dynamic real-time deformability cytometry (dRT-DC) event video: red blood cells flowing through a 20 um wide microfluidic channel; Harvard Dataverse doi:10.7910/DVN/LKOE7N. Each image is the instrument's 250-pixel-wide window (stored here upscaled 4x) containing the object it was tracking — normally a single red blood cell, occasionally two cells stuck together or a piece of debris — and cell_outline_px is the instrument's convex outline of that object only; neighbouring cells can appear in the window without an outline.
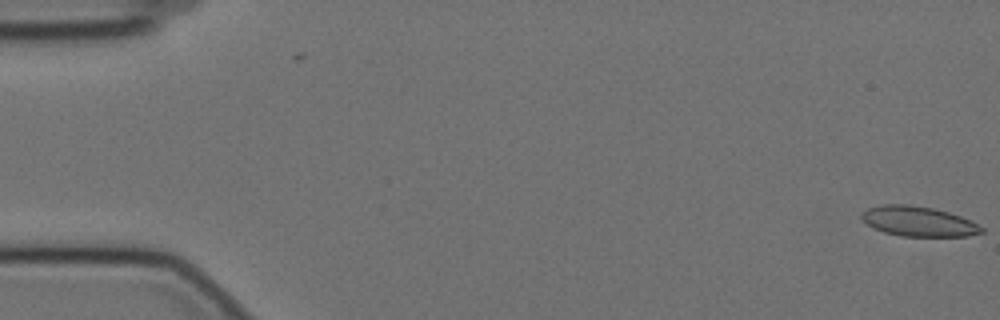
{"species": "Egyptian fruit bat (a non-hibernating species)", "species_latin": "Rousettus aegyptiacus", "temperature_condition": "cold", "stored_images_in_passage": 2, "camera_frame_rate_fps": 3000, "um_per_image_px": 0.085, "animal": {"sex": "female"}, "frame": {"image": 1, "passage_image": 2, "time_ms": 0.333, "image_size_px": [1000, 320], "cell_outline_px": [[984, 232], [968, 236], [900, 236], [884, 232], [872, 228], [860, 216], [868, 208], [880, 204], [912, 204], [932, 208], [948, 212], [972, 220], [984, 228]], "centroid_in_image_um": [78.08, 18.81], "position_along_channel_um": 6.9, "area_um2": 21.04}}